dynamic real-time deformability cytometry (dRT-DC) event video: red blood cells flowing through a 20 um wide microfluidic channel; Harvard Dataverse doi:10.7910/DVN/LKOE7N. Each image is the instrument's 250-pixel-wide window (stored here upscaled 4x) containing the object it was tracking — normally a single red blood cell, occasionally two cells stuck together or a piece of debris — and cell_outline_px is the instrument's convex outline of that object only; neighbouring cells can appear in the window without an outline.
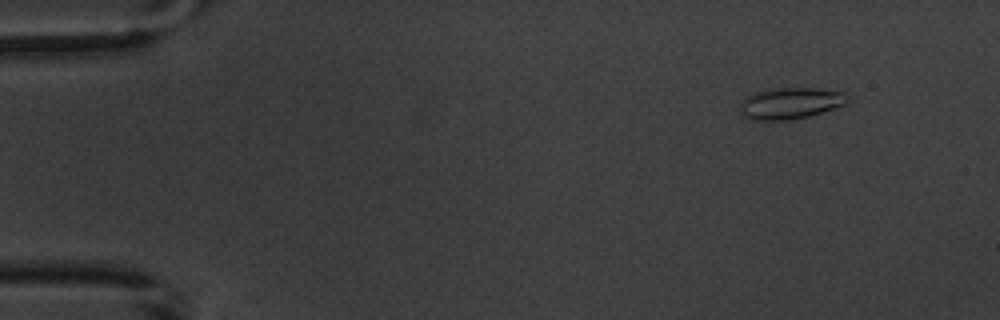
{"species": "common noctule bat (a hibernating species)", "species_latin": "Nyctalus noctula", "temperature_condition": "warm", "stored_images_in_passage": 4, "camera_frame_rate_fps": 3000, "um_per_image_px": 0.085, "animal": {"sex": "male", "body_mass_g": 20.1, "forearm_length_mm": 53.5}, "frame": {"image": 1, "passage_image": 1, "time_ms": 0.0, "image_size_px": [1000, 320], "cell_outline_px": [[852, 100], [844, 104], [808, 116], [788, 120], [752, 120], [744, 116], [740, 112], [740, 104], [748, 96], [756, 92], [776, 88], [812, 88], [844, 92], [852, 96]], "centroid_in_image_um": [67.22, 8.77], "position_along_channel_um": 17.8, "area_um2": 19.54}}
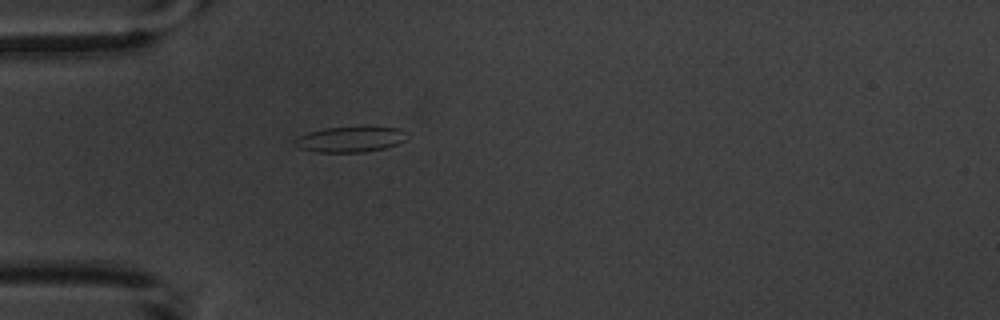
{"frame": {"image": 2, "passage_image": 4, "time_ms": 3.667, "image_size_px": [1000, 320], "cell_outline_px": [[408, 140], [384, 148], [364, 152], [316, 152], [300, 148], [292, 140], [296, 136], [308, 132], [324, 128], [400, 128], [408, 132]], "centroid_in_image_um": [29.77, 11.85], "position_along_channel_um": 55.2, "area_um2": 16.59}}